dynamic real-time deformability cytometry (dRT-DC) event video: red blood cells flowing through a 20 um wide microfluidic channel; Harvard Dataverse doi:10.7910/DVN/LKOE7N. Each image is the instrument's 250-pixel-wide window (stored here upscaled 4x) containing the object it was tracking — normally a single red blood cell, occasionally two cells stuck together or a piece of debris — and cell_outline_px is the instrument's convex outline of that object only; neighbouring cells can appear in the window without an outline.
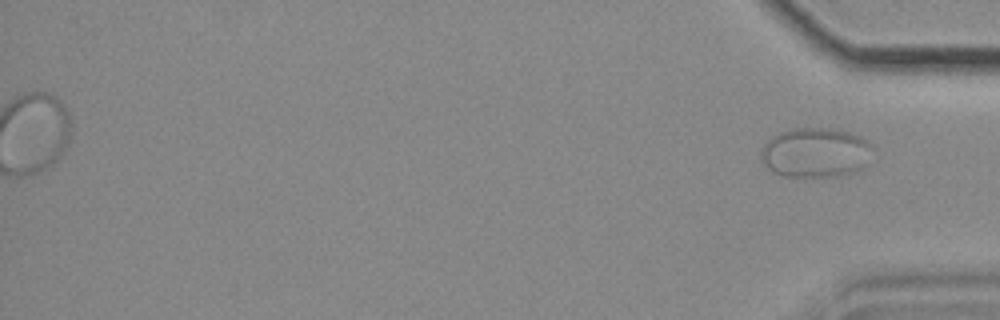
{"species": "common noctule bat (a hibernating species)", "species_latin": "Nyctalus noctula", "temperature_condition": "cold", "stored_images_in_passage": 50, "segment_of_instrument_passage": [2, 2], "camera_frame_rate_fps": 3000, "um_per_image_px": 0.085, "animal": {"sex": "female", "body_mass_g": 18.4}, "frame": {"image": 1, "passage_image": 50, "time_ms": 16.333, "image_size_px": [1000, 320], "cell_outline_px": [[872, 148], [864, 168], [840, 176], [784, 176], [772, 172], [760, 160], [760, 152], [764, 144], [772, 136], [780, 132], [796, 128], [832, 128], [848, 132], [860, 136], [868, 140], [872, 144]], "centroid_in_image_um": [69.3, 12.97], "position_along_channel_um": 365.9, "area_um2": 32.48}}